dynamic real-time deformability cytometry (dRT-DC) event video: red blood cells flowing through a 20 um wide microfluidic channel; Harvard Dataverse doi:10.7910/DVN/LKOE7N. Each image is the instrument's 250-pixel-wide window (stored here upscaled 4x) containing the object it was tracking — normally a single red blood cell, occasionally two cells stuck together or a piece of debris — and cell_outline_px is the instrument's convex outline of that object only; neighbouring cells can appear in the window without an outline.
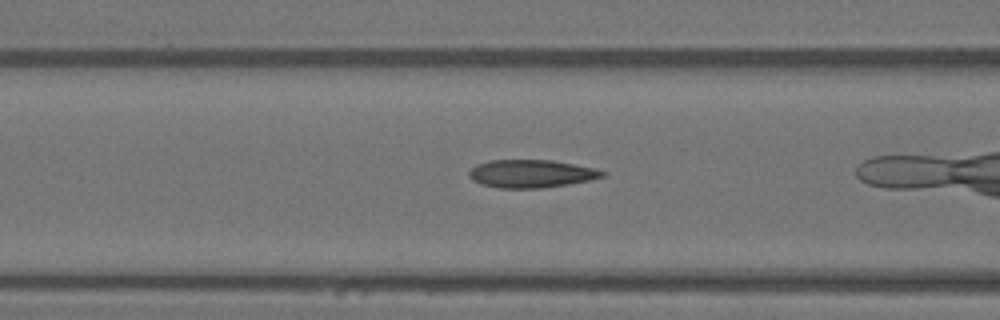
{"species": "Egyptian fruit bat (a non-hibernating species)", "species_latin": "Rousettus aegyptiacus", "temperature_condition": "warm", "stored_images_in_passage": 37, "camera_frame_rate_fps": 3000, "um_per_image_px": 0.085, "animal": {"sex": "female"}, "frame": {"image": 1, "passage_image": 17, "time_ms": 5.333, "image_size_px": [1000, 320], "cell_outline_px": [[604, 176], [592, 180], [544, 188], [500, 188], [480, 184], [472, 180], [468, 176], [468, 172], [476, 164], [488, 160], [552, 160], [596, 168], [604, 172]], "centroid_in_image_um": [45.13, 14.76], "position_along_channel_um": 121.5, "area_um2": 21.85}}
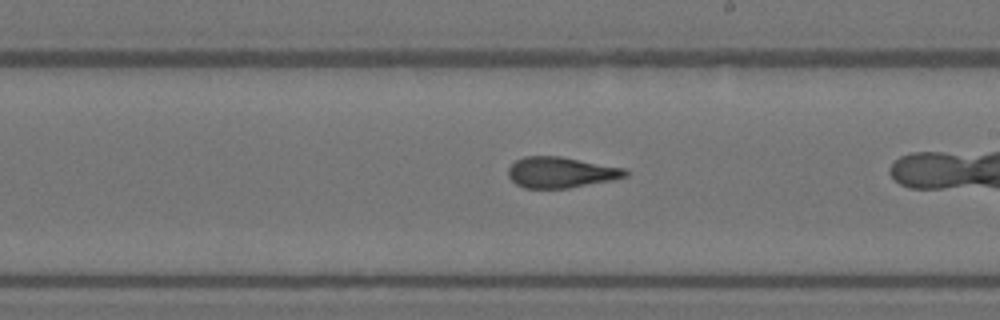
{"frame": {"image": 2, "passage_image": 26, "time_ms": 8.333, "image_size_px": [1000, 320], "cell_outline_px": [[628, 176], [612, 180], [568, 188], [524, 188], [516, 184], [508, 176], [508, 168], [516, 160], [524, 156], [560, 156], [628, 168]], "centroid_in_image_um": [47.7, 14.64], "position_along_channel_um": 241.3, "area_um2": 21.21}}
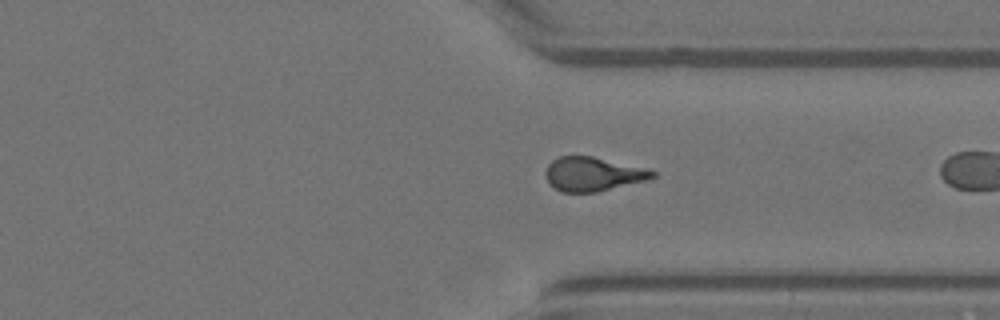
{"frame": {"image": 3, "passage_image": 35, "time_ms": 11.333, "image_size_px": [1000, 320], "cell_outline_px": [[656, 176], [648, 180], [596, 192], [564, 192], [556, 188], [548, 180], [544, 172], [548, 164], [552, 160], [560, 156], [592, 156], [656, 172]], "centroid_in_image_um": [50.37, 14.8], "position_along_channel_um": 361.0, "area_um2": 20.69}}